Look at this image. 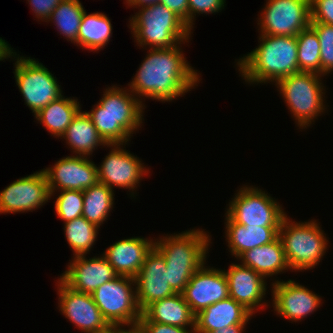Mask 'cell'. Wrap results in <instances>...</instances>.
Masks as SVG:
<instances>
[{
	"instance_id": "35",
	"label": "cell",
	"mask_w": 333,
	"mask_h": 333,
	"mask_svg": "<svg viewBox=\"0 0 333 333\" xmlns=\"http://www.w3.org/2000/svg\"><path fill=\"white\" fill-rule=\"evenodd\" d=\"M201 267L166 265L169 285L176 293H182L192 275Z\"/></svg>"
},
{
	"instance_id": "15",
	"label": "cell",
	"mask_w": 333,
	"mask_h": 333,
	"mask_svg": "<svg viewBox=\"0 0 333 333\" xmlns=\"http://www.w3.org/2000/svg\"><path fill=\"white\" fill-rule=\"evenodd\" d=\"M88 156L70 155L43 169L50 196L61 190L83 191L98 182L97 166Z\"/></svg>"
},
{
	"instance_id": "14",
	"label": "cell",
	"mask_w": 333,
	"mask_h": 333,
	"mask_svg": "<svg viewBox=\"0 0 333 333\" xmlns=\"http://www.w3.org/2000/svg\"><path fill=\"white\" fill-rule=\"evenodd\" d=\"M51 199L44 171L22 177L0 192V214L36 210Z\"/></svg>"
},
{
	"instance_id": "31",
	"label": "cell",
	"mask_w": 333,
	"mask_h": 333,
	"mask_svg": "<svg viewBox=\"0 0 333 333\" xmlns=\"http://www.w3.org/2000/svg\"><path fill=\"white\" fill-rule=\"evenodd\" d=\"M98 229L83 216L64 223L65 237L74 257L90 252L97 240Z\"/></svg>"
},
{
	"instance_id": "16",
	"label": "cell",
	"mask_w": 333,
	"mask_h": 333,
	"mask_svg": "<svg viewBox=\"0 0 333 333\" xmlns=\"http://www.w3.org/2000/svg\"><path fill=\"white\" fill-rule=\"evenodd\" d=\"M136 301L142 312L148 305L176 294L168 282V270L163 255L153 247L134 277Z\"/></svg>"
},
{
	"instance_id": "19",
	"label": "cell",
	"mask_w": 333,
	"mask_h": 333,
	"mask_svg": "<svg viewBox=\"0 0 333 333\" xmlns=\"http://www.w3.org/2000/svg\"><path fill=\"white\" fill-rule=\"evenodd\" d=\"M111 264L102 257L86 258V255L73 256L60 279L75 291L92 294L99 286L116 278Z\"/></svg>"
},
{
	"instance_id": "6",
	"label": "cell",
	"mask_w": 333,
	"mask_h": 333,
	"mask_svg": "<svg viewBox=\"0 0 333 333\" xmlns=\"http://www.w3.org/2000/svg\"><path fill=\"white\" fill-rule=\"evenodd\" d=\"M275 85L300 129L309 127L317 116L325 112L321 75L298 72L280 79Z\"/></svg>"
},
{
	"instance_id": "28",
	"label": "cell",
	"mask_w": 333,
	"mask_h": 333,
	"mask_svg": "<svg viewBox=\"0 0 333 333\" xmlns=\"http://www.w3.org/2000/svg\"><path fill=\"white\" fill-rule=\"evenodd\" d=\"M112 24L104 13L84 12L78 33V45L90 51H98L109 43Z\"/></svg>"
},
{
	"instance_id": "18",
	"label": "cell",
	"mask_w": 333,
	"mask_h": 333,
	"mask_svg": "<svg viewBox=\"0 0 333 333\" xmlns=\"http://www.w3.org/2000/svg\"><path fill=\"white\" fill-rule=\"evenodd\" d=\"M273 309L275 314L292 322L312 314L320 307L321 298L293 280L272 282Z\"/></svg>"
},
{
	"instance_id": "38",
	"label": "cell",
	"mask_w": 333,
	"mask_h": 333,
	"mask_svg": "<svg viewBox=\"0 0 333 333\" xmlns=\"http://www.w3.org/2000/svg\"><path fill=\"white\" fill-rule=\"evenodd\" d=\"M61 1L63 0H28V3L35 13V18L45 22Z\"/></svg>"
},
{
	"instance_id": "11",
	"label": "cell",
	"mask_w": 333,
	"mask_h": 333,
	"mask_svg": "<svg viewBox=\"0 0 333 333\" xmlns=\"http://www.w3.org/2000/svg\"><path fill=\"white\" fill-rule=\"evenodd\" d=\"M159 237L154 247L165 258L166 265L202 267L205 264L210 236L200 229Z\"/></svg>"
},
{
	"instance_id": "10",
	"label": "cell",
	"mask_w": 333,
	"mask_h": 333,
	"mask_svg": "<svg viewBox=\"0 0 333 333\" xmlns=\"http://www.w3.org/2000/svg\"><path fill=\"white\" fill-rule=\"evenodd\" d=\"M257 21L260 34L297 36L310 26V0H266Z\"/></svg>"
},
{
	"instance_id": "7",
	"label": "cell",
	"mask_w": 333,
	"mask_h": 333,
	"mask_svg": "<svg viewBox=\"0 0 333 333\" xmlns=\"http://www.w3.org/2000/svg\"><path fill=\"white\" fill-rule=\"evenodd\" d=\"M135 280L120 276L105 282L92 294L93 301L113 328L139 323L141 311L136 301Z\"/></svg>"
},
{
	"instance_id": "37",
	"label": "cell",
	"mask_w": 333,
	"mask_h": 333,
	"mask_svg": "<svg viewBox=\"0 0 333 333\" xmlns=\"http://www.w3.org/2000/svg\"><path fill=\"white\" fill-rule=\"evenodd\" d=\"M311 22L333 26V0H310Z\"/></svg>"
},
{
	"instance_id": "3",
	"label": "cell",
	"mask_w": 333,
	"mask_h": 333,
	"mask_svg": "<svg viewBox=\"0 0 333 333\" xmlns=\"http://www.w3.org/2000/svg\"><path fill=\"white\" fill-rule=\"evenodd\" d=\"M260 35L258 47L237 61L246 83L269 81L276 84L280 79L299 72L296 36Z\"/></svg>"
},
{
	"instance_id": "21",
	"label": "cell",
	"mask_w": 333,
	"mask_h": 333,
	"mask_svg": "<svg viewBox=\"0 0 333 333\" xmlns=\"http://www.w3.org/2000/svg\"><path fill=\"white\" fill-rule=\"evenodd\" d=\"M154 242L144 237L122 239L108 247L103 256L118 275L134 278L154 247Z\"/></svg>"
},
{
	"instance_id": "20",
	"label": "cell",
	"mask_w": 333,
	"mask_h": 333,
	"mask_svg": "<svg viewBox=\"0 0 333 333\" xmlns=\"http://www.w3.org/2000/svg\"><path fill=\"white\" fill-rule=\"evenodd\" d=\"M223 271L228 281L229 297L241 304L252 315L259 308L266 307L267 302H263L262 298L266 295L267 282L261 274L239 263H233L228 270Z\"/></svg>"
},
{
	"instance_id": "22",
	"label": "cell",
	"mask_w": 333,
	"mask_h": 333,
	"mask_svg": "<svg viewBox=\"0 0 333 333\" xmlns=\"http://www.w3.org/2000/svg\"><path fill=\"white\" fill-rule=\"evenodd\" d=\"M252 314L228 297L195 315L194 333H208L233 325H246Z\"/></svg>"
},
{
	"instance_id": "43",
	"label": "cell",
	"mask_w": 333,
	"mask_h": 333,
	"mask_svg": "<svg viewBox=\"0 0 333 333\" xmlns=\"http://www.w3.org/2000/svg\"><path fill=\"white\" fill-rule=\"evenodd\" d=\"M246 325H233L230 327H225L217 331L208 332V333H242L245 330Z\"/></svg>"
},
{
	"instance_id": "9",
	"label": "cell",
	"mask_w": 333,
	"mask_h": 333,
	"mask_svg": "<svg viewBox=\"0 0 333 333\" xmlns=\"http://www.w3.org/2000/svg\"><path fill=\"white\" fill-rule=\"evenodd\" d=\"M253 187L240 188L225 214L245 226L280 227L286 216L282 206L265 191Z\"/></svg>"
},
{
	"instance_id": "39",
	"label": "cell",
	"mask_w": 333,
	"mask_h": 333,
	"mask_svg": "<svg viewBox=\"0 0 333 333\" xmlns=\"http://www.w3.org/2000/svg\"><path fill=\"white\" fill-rule=\"evenodd\" d=\"M138 324L146 331V333H194V331H189L188 328L151 321H139Z\"/></svg>"
},
{
	"instance_id": "23",
	"label": "cell",
	"mask_w": 333,
	"mask_h": 333,
	"mask_svg": "<svg viewBox=\"0 0 333 333\" xmlns=\"http://www.w3.org/2000/svg\"><path fill=\"white\" fill-rule=\"evenodd\" d=\"M139 321H151L182 328L195 329V315L184 300L182 293L155 301L142 312Z\"/></svg>"
},
{
	"instance_id": "17",
	"label": "cell",
	"mask_w": 333,
	"mask_h": 333,
	"mask_svg": "<svg viewBox=\"0 0 333 333\" xmlns=\"http://www.w3.org/2000/svg\"><path fill=\"white\" fill-rule=\"evenodd\" d=\"M194 315L208 306L229 297L228 281L224 271L205 267L197 270L182 292Z\"/></svg>"
},
{
	"instance_id": "13",
	"label": "cell",
	"mask_w": 333,
	"mask_h": 333,
	"mask_svg": "<svg viewBox=\"0 0 333 333\" xmlns=\"http://www.w3.org/2000/svg\"><path fill=\"white\" fill-rule=\"evenodd\" d=\"M106 146L111 147L112 150L104 158L101 166L97 167L98 181L112 190L115 186L131 189L130 196L134 197V190L138 187L143 175L149 173L148 169L144 167V163H141L138 157L123 149L122 144H107Z\"/></svg>"
},
{
	"instance_id": "36",
	"label": "cell",
	"mask_w": 333,
	"mask_h": 333,
	"mask_svg": "<svg viewBox=\"0 0 333 333\" xmlns=\"http://www.w3.org/2000/svg\"><path fill=\"white\" fill-rule=\"evenodd\" d=\"M188 27L193 29L195 16L199 13L209 14L221 12L224 9L225 0H189ZM197 13V14H196Z\"/></svg>"
},
{
	"instance_id": "27",
	"label": "cell",
	"mask_w": 333,
	"mask_h": 333,
	"mask_svg": "<svg viewBox=\"0 0 333 333\" xmlns=\"http://www.w3.org/2000/svg\"><path fill=\"white\" fill-rule=\"evenodd\" d=\"M78 99L65 98L63 95L41 109L34 117L46 127L54 137L65 133L73 118L81 110Z\"/></svg>"
},
{
	"instance_id": "8",
	"label": "cell",
	"mask_w": 333,
	"mask_h": 333,
	"mask_svg": "<svg viewBox=\"0 0 333 333\" xmlns=\"http://www.w3.org/2000/svg\"><path fill=\"white\" fill-rule=\"evenodd\" d=\"M10 57L16 58L14 64L16 84L34 116L62 96L61 86L56 77L43 64L35 58L21 57L15 51L11 52Z\"/></svg>"
},
{
	"instance_id": "2",
	"label": "cell",
	"mask_w": 333,
	"mask_h": 333,
	"mask_svg": "<svg viewBox=\"0 0 333 333\" xmlns=\"http://www.w3.org/2000/svg\"><path fill=\"white\" fill-rule=\"evenodd\" d=\"M104 91L87 114L106 144L125 145L142 126L145 105L129 89L112 86Z\"/></svg>"
},
{
	"instance_id": "26",
	"label": "cell",
	"mask_w": 333,
	"mask_h": 333,
	"mask_svg": "<svg viewBox=\"0 0 333 333\" xmlns=\"http://www.w3.org/2000/svg\"><path fill=\"white\" fill-rule=\"evenodd\" d=\"M61 137L66 140L71 150L80 156H90L98 146L107 145L98 134L91 117L82 110L73 118Z\"/></svg>"
},
{
	"instance_id": "1",
	"label": "cell",
	"mask_w": 333,
	"mask_h": 333,
	"mask_svg": "<svg viewBox=\"0 0 333 333\" xmlns=\"http://www.w3.org/2000/svg\"><path fill=\"white\" fill-rule=\"evenodd\" d=\"M129 90L143 103L146 99L170 102L200 82L197 70L187 62L181 47L149 49ZM141 98V99H140Z\"/></svg>"
},
{
	"instance_id": "33",
	"label": "cell",
	"mask_w": 333,
	"mask_h": 333,
	"mask_svg": "<svg viewBox=\"0 0 333 333\" xmlns=\"http://www.w3.org/2000/svg\"><path fill=\"white\" fill-rule=\"evenodd\" d=\"M83 191L61 190L55 201V212L65 222L82 217Z\"/></svg>"
},
{
	"instance_id": "32",
	"label": "cell",
	"mask_w": 333,
	"mask_h": 333,
	"mask_svg": "<svg viewBox=\"0 0 333 333\" xmlns=\"http://www.w3.org/2000/svg\"><path fill=\"white\" fill-rule=\"evenodd\" d=\"M299 72L321 75L320 43L315 30L308 26L297 36Z\"/></svg>"
},
{
	"instance_id": "44",
	"label": "cell",
	"mask_w": 333,
	"mask_h": 333,
	"mask_svg": "<svg viewBox=\"0 0 333 333\" xmlns=\"http://www.w3.org/2000/svg\"><path fill=\"white\" fill-rule=\"evenodd\" d=\"M128 327V330L123 328V333H146V331L139 324L131 325Z\"/></svg>"
},
{
	"instance_id": "45",
	"label": "cell",
	"mask_w": 333,
	"mask_h": 333,
	"mask_svg": "<svg viewBox=\"0 0 333 333\" xmlns=\"http://www.w3.org/2000/svg\"><path fill=\"white\" fill-rule=\"evenodd\" d=\"M123 327L120 328H112L109 332L106 333H123Z\"/></svg>"
},
{
	"instance_id": "4",
	"label": "cell",
	"mask_w": 333,
	"mask_h": 333,
	"mask_svg": "<svg viewBox=\"0 0 333 333\" xmlns=\"http://www.w3.org/2000/svg\"><path fill=\"white\" fill-rule=\"evenodd\" d=\"M138 9L140 10L129 21V28L138 46L168 49L189 42L191 29L161 3Z\"/></svg>"
},
{
	"instance_id": "5",
	"label": "cell",
	"mask_w": 333,
	"mask_h": 333,
	"mask_svg": "<svg viewBox=\"0 0 333 333\" xmlns=\"http://www.w3.org/2000/svg\"><path fill=\"white\" fill-rule=\"evenodd\" d=\"M279 238L290 270L294 271L313 269L322 260L328 245L316 220L295 223L287 215L281 222Z\"/></svg>"
},
{
	"instance_id": "42",
	"label": "cell",
	"mask_w": 333,
	"mask_h": 333,
	"mask_svg": "<svg viewBox=\"0 0 333 333\" xmlns=\"http://www.w3.org/2000/svg\"><path fill=\"white\" fill-rule=\"evenodd\" d=\"M14 51L11 46L0 37V61L11 58L10 54Z\"/></svg>"
},
{
	"instance_id": "41",
	"label": "cell",
	"mask_w": 333,
	"mask_h": 333,
	"mask_svg": "<svg viewBox=\"0 0 333 333\" xmlns=\"http://www.w3.org/2000/svg\"><path fill=\"white\" fill-rule=\"evenodd\" d=\"M127 5L131 8H143L150 7L156 3H159L160 0H126ZM135 6V7H134ZM141 6V7H140Z\"/></svg>"
},
{
	"instance_id": "34",
	"label": "cell",
	"mask_w": 333,
	"mask_h": 333,
	"mask_svg": "<svg viewBox=\"0 0 333 333\" xmlns=\"http://www.w3.org/2000/svg\"><path fill=\"white\" fill-rule=\"evenodd\" d=\"M320 43L321 76L333 71V26L321 22H311Z\"/></svg>"
},
{
	"instance_id": "40",
	"label": "cell",
	"mask_w": 333,
	"mask_h": 333,
	"mask_svg": "<svg viewBox=\"0 0 333 333\" xmlns=\"http://www.w3.org/2000/svg\"><path fill=\"white\" fill-rule=\"evenodd\" d=\"M189 0H160L170 11L179 16L188 26Z\"/></svg>"
},
{
	"instance_id": "25",
	"label": "cell",
	"mask_w": 333,
	"mask_h": 333,
	"mask_svg": "<svg viewBox=\"0 0 333 333\" xmlns=\"http://www.w3.org/2000/svg\"><path fill=\"white\" fill-rule=\"evenodd\" d=\"M237 259L241 260V265L250 267L264 278L290 269L279 237L269 244L243 252Z\"/></svg>"
},
{
	"instance_id": "24",
	"label": "cell",
	"mask_w": 333,
	"mask_h": 333,
	"mask_svg": "<svg viewBox=\"0 0 333 333\" xmlns=\"http://www.w3.org/2000/svg\"><path fill=\"white\" fill-rule=\"evenodd\" d=\"M225 221L227 246L235 258L247 250L269 244L279 237L280 227L245 226L235 223L227 214Z\"/></svg>"
},
{
	"instance_id": "12",
	"label": "cell",
	"mask_w": 333,
	"mask_h": 333,
	"mask_svg": "<svg viewBox=\"0 0 333 333\" xmlns=\"http://www.w3.org/2000/svg\"><path fill=\"white\" fill-rule=\"evenodd\" d=\"M58 283L59 311L84 333H106L113 327L93 301L91 294L78 292L60 278Z\"/></svg>"
},
{
	"instance_id": "29",
	"label": "cell",
	"mask_w": 333,
	"mask_h": 333,
	"mask_svg": "<svg viewBox=\"0 0 333 333\" xmlns=\"http://www.w3.org/2000/svg\"><path fill=\"white\" fill-rule=\"evenodd\" d=\"M114 190L101 182L83 190L82 216L100 228L114 204Z\"/></svg>"
},
{
	"instance_id": "30",
	"label": "cell",
	"mask_w": 333,
	"mask_h": 333,
	"mask_svg": "<svg viewBox=\"0 0 333 333\" xmlns=\"http://www.w3.org/2000/svg\"><path fill=\"white\" fill-rule=\"evenodd\" d=\"M85 11L80 0H63L45 22H54L60 35L78 46V33Z\"/></svg>"
}]
</instances>
